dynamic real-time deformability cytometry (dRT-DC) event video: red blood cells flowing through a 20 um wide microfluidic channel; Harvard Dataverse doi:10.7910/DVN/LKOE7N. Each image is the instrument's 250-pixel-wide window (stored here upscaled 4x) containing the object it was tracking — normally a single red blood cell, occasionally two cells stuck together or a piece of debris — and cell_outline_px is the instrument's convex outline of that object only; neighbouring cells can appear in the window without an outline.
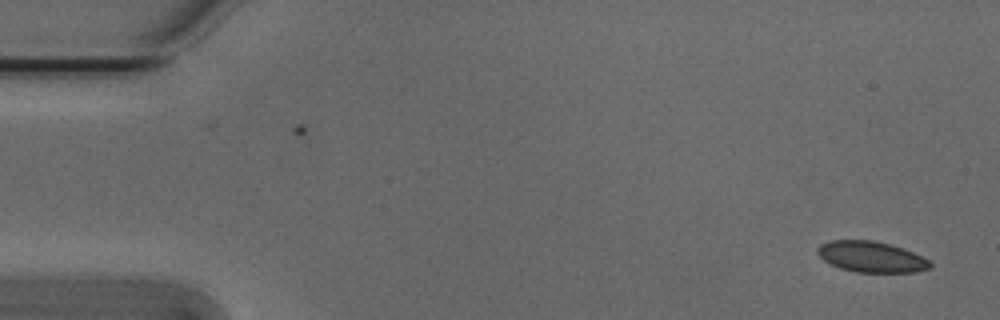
{"species": "Egyptian fruit bat (a non-hibernating species)", "species_latin": "Rousettus aegyptiacus", "temperature_condition": "cold", "stored_images_in_passage": 2, "camera_frame_rate_fps": 3000, "um_per_image_px": 0.085, "animal": {"sex": "male"}, "frame": {"image": 1, "passage_image": 2, "time_ms": 0.333, "image_size_px": [1000, 320], "cell_outline_px": [[932, 268], [912, 272], [856, 272], [840, 268], [824, 260], [816, 252], [816, 248], [820, 244], [832, 240], [872, 240], [888, 244], [912, 252], [928, 260], [932, 264]], "centroid_in_image_um": [74.03, 21.83], "position_along_channel_um": 11.0, "area_um2": 20.0}}